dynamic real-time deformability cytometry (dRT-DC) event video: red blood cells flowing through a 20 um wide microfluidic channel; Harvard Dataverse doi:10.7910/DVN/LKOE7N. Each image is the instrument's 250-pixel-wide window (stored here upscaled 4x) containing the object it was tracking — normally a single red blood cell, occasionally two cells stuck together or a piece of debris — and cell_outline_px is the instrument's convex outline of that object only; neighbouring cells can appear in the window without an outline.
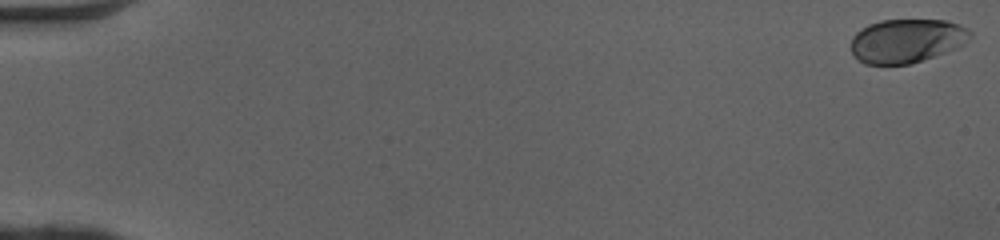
{"species": "human", "species_latin": "Homo sapiens", "temperature_condition": "cold", "stored_images_in_passage": 51, "camera_frame_rate_fps": 3000, "um_per_image_px": 0.085, "donor": {"sex": "female"}, "frame": {"image": 1, "passage_image": 1, "time_ms": 0.0, "image_size_px": [1000, 240], "cell_outline_px": [[972, 36], [964, 44], [956, 48], [912, 64], [864, 64], [852, 52], [852, 36], [860, 28], [868, 24], [880, 20], [944, 20], [956, 24], [972, 32]], "centroid_in_image_um": [77.05, 3.46], "position_along_channel_um": 7.9, "area_um2": 30.35}}
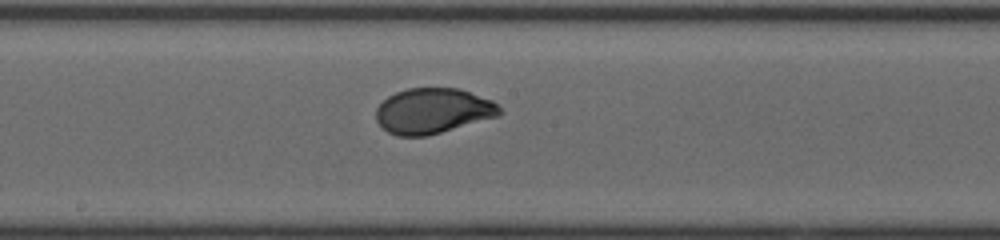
{"frame": {"image": 2, "passage_image": 29, "time_ms": 9.333, "image_size_px": [1000, 240], "cell_outline_px": [[500, 116], [428, 136], [396, 136], [388, 132], [376, 120], [376, 108], [388, 96], [396, 92], [408, 88], [460, 88], [492, 100], [500, 108]], "centroid_in_image_um": [36.8, 9.43], "position_along_channel_um": 211.4, "area_um2": 32.77}}
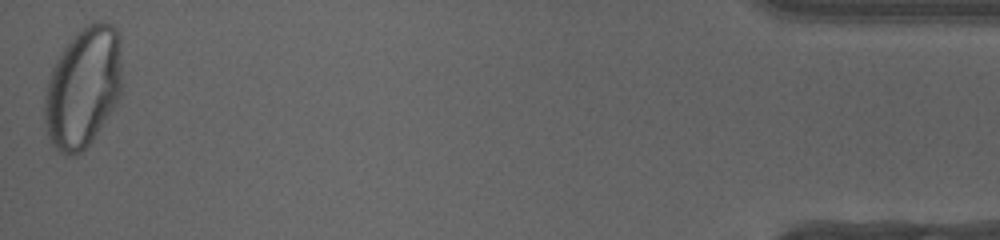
{"frame": {"image": 3, "passage_image": 51, "time_ms": 16.667, "image_size_px": [1000, 240], "cell_outline_px": [[120, 96], [116, 104], [92, 140], [80, 152], [68, 156], [60, 152], [52, 144], [48, 136], [44, 120], [44, 96], [48, 80], [52, 68], [60, 52], [76, 32], [80, 28], [92, 20], [104, 20], [112, 24], [116, 28], [120, 36]], "centroid_in_image_um": [7.05, 7.38], "position_along_channel_um": 428.1, "area_um2": 54.62}, "authors_computed_cell_mechanics": {"area_um2": 32.7726, "velocity_mm_per_s": 4.0863, "shape_relaxation_time_tau1_ms": 3.8458, "shape_relaxation_time_tau2_ms": null, "deformation_change_tau1": 0.1612, "deformation_change_tau2": null}}